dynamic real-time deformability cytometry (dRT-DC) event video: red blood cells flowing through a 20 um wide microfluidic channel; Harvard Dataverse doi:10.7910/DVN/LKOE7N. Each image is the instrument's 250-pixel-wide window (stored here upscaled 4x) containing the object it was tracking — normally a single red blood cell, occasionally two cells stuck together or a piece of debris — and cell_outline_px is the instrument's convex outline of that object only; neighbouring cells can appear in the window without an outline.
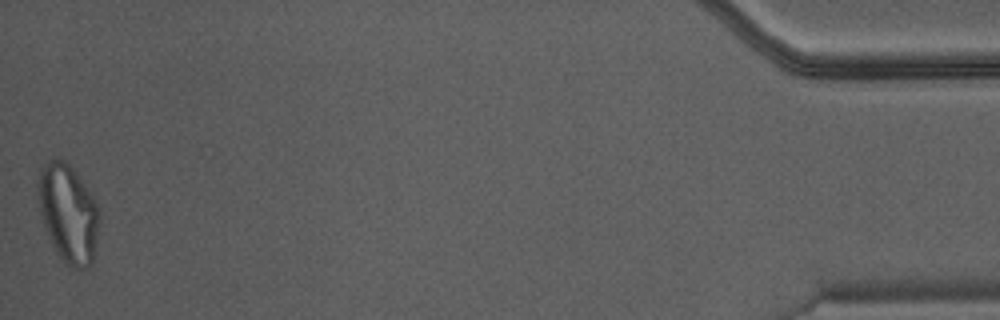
{"species": "Egyptian fruit bat (a non-hibernating species)", "species_latin": "Rousettus aegyptiacus", "temperature_condition": "warm", "stored_images_in_passage": 32, "camera_frame_rate_fps": 3000, "um_per_image_px": 0.085, "animal": {"sex": "male"}, "frame": {"image": 1, "passage_image": 32, "time_ms": 10.333, "image_size_px": [1000, 320], "cell_outline_px": [[100, 212], [92, 264], [84, 268], [72, 268], [64, 264], [60, 260], [48, 236], [40, 212], [36, 188], [36, 180], [40, 168], [52, 160], [64, 160], [72, 168], [92, 196]], "centroid_in_image_um": [5.76, 18.16], "position_along_channel_um": 429.4, "area_um2": 34.85}}